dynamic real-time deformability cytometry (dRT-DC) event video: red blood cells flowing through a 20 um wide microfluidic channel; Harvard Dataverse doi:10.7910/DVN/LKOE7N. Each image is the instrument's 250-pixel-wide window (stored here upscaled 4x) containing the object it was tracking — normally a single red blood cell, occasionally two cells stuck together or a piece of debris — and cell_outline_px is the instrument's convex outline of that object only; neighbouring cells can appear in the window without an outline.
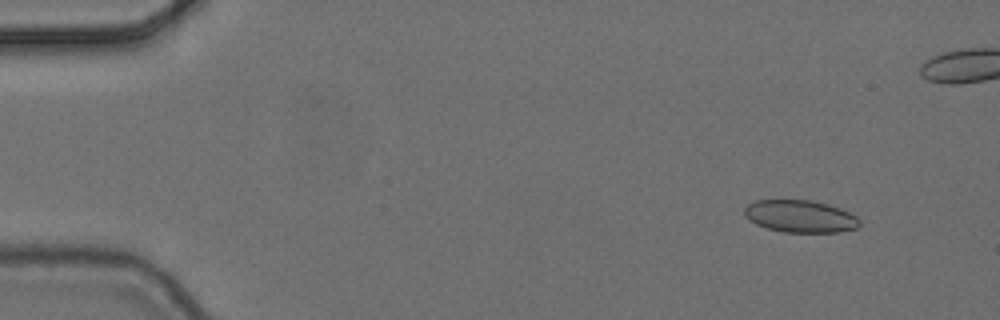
{"species": "common noctule bat (a hibernating species)", "species_latin": "Nyctalus noctula", "temperature_condition": "cold", "stored_images_in_passage": 6, "camera_frame_rate_fps": 3000, "um_per_image_px": 0.085, "animal": {"sex": "female", "body_mass_g": 24.6, "forearm_length_mm": 56.2}, "frame": {"image": 1, "passage_image": 2, "time_ms": 0.333, "image_size_px": [1000, 320], "cell_outline_px": [[860, 224], [856, 228], [840, 232], [784, 232], [768, 228], [756, 224], [748, 220], [744, 216], [744, 208], [748, 204], [756, 200], [812, 200], [828, 204], [840, 208], [856, 216], [860, 220]], "centroid_in_image_um": [68.01, 18.38], "position_along_channel_um": 17.0, "area_um2": 21.73}}